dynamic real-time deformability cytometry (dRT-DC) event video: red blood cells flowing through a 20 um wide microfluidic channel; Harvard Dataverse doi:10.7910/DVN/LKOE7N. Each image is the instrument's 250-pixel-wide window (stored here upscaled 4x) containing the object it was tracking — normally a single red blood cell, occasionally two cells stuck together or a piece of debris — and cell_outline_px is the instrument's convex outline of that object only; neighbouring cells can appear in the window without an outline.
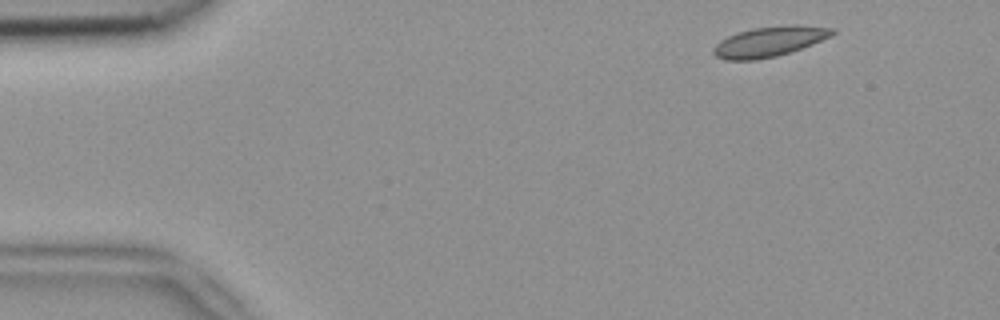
{"species": "common noctule bat (a hibernating species)", "species_latin": "Nyctalus noctula", "temperature_condition": "room temperature", "stored_images_in_passage": 5, "camera_frame_rate_fps": 3000, "um_per_image_px": 0.085, "animal": {"sex": "female", "body_mass_g": 18.4}, "frame": {"image": 1, "passage_image": 1, "time_ms": 0.0, "image_size_px": [1000, 320], "cell_outline_px": [[836, 32], [832, 36], [792, 52], [776, 56], [756, 60], [724, 60], [716, 56], [712, 52], [712, 48], [720, 40], [736, 32], [752, 28], [788, 24], [796, 24], [836, 28]], "centroid_in_image_um": [65.41, 3.52], "position_along_channel_um": 19.6, "area_um2": 21.27}}